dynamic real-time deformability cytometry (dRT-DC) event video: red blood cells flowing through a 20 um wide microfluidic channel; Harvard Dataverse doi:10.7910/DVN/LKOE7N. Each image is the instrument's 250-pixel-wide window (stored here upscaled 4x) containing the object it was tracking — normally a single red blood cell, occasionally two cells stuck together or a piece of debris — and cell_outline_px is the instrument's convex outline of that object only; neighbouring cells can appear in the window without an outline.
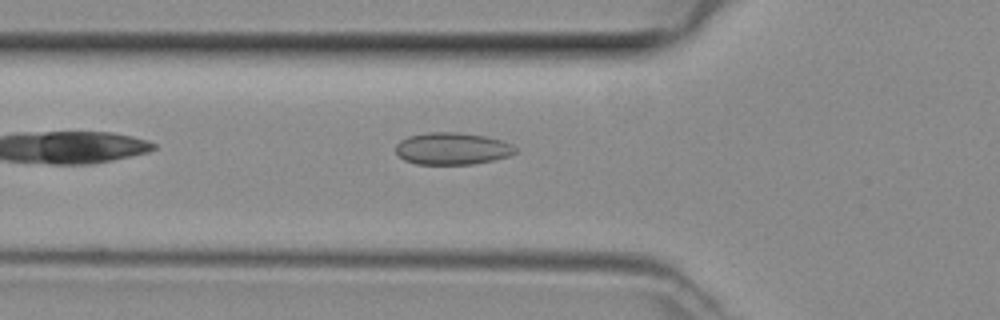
{"species": "common noctule bat (a hibernating species)", "species_latin": "Nyctalus noctula", "temperature_condition": "room temperature", "stored_images_in_passage": 33, "camera_frame_rate_fps": 3000, "um_per_image_px": 0.085, "animal": {"sex": "female", "body_mass_g": 29.2, "forearm_length_mm": 56.3}, "frame": {"image": 1, "passage_image": 2, "time_ms": 0.333, "image_size_px": [1000, 320], "cell_outline_px": [[516, 152], [508, 156], [492, 160], [472, 164], [416, 164], [404, 160], [396, 152], [396, 144], [400, 140], [408, 136], [424, 132], [456, 132], [484, 136], [500, 140], [512, 144], [516, 148]], "centroid_in_image_um": [38.41, 12.62], "position_along_channel_um": 87.4, "area_um2": 22.31}}
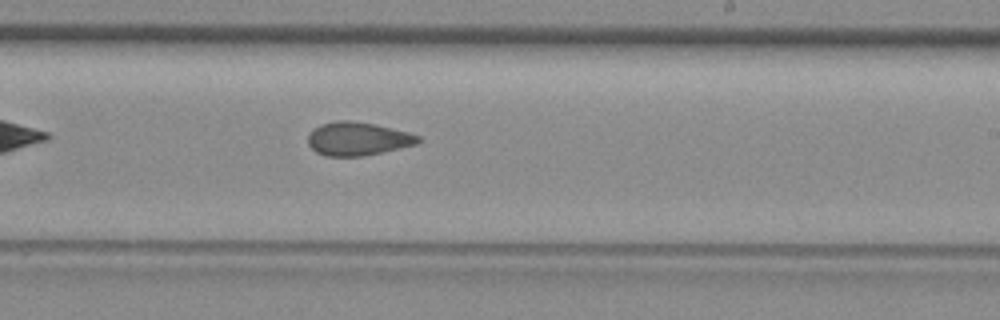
{"frame": {"image": 2, "passage_image": 14, "time_ms": 4.333, "image_size_px": [1000, 320], "cell_outline_px": [[420, 140], [416, 144], [364, 156], [324, 156], [316, 152], [308, 144], [308, 136], [312, 128], [320, 124], [336, 120], [348, 120], [372, 124], [408, 132], [420, 136]], "centroid_in_image_um": [30.35, 11.8], "position_along_channel_um": 258.6, "area_um2": 21.33}}
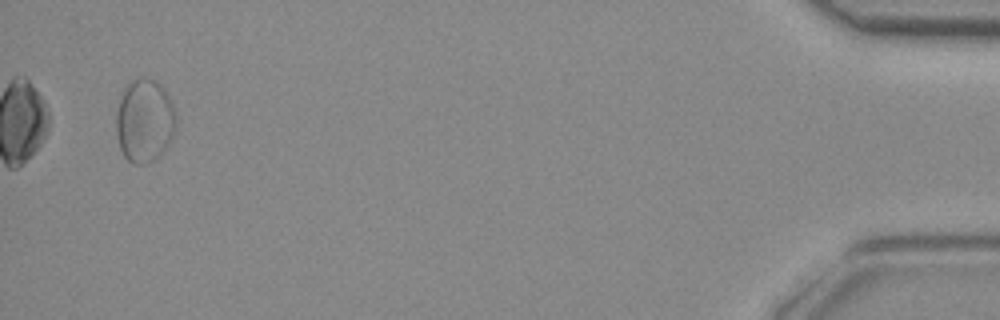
{"frame": {"image": 3, "passage_image": 32, "time_ms": 10.333, "image_size_px": [1000, 320], "cell_outline_px": [[176, 124], [172, 140], [152, 160], [144, 164], [132, 164], [124, 156], [120, 148], [116, 132], [116, 112], [124, 88], [132, 80], [156, 80], [168, 92], [172, 104], [176, 120]], "centroid_in_image_um": [12.28, 10.27], "position_along_channel_um": 422.9, "area_um2": 28.73}}